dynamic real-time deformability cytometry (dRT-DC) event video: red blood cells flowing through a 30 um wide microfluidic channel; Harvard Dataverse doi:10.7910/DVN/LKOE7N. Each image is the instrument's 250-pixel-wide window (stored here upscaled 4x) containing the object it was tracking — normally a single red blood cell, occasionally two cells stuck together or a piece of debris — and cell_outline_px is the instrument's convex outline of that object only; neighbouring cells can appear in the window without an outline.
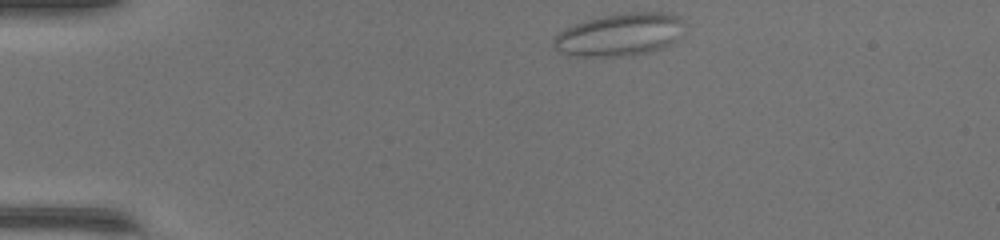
{"species": "common noctule bat (a hibernating species)", "species_latin": "Nyctalus noctula", "temperature_condition": "warm", "stored_images_in_passage": 41, "camera_frame_rate_fps": 3000, "um_per_image_px": 0.085, "animal": {"sex": "female", "body_mass_g": 17.0, "forearm_length_mm": 48.0}, "frame": {"image": 1, "passage_image": 1, "time_ms": 0.0, "image_size_px": [1000, 240], "cell_outline_px": [[684, 36], [660, 48], [648, 52], [620, 56], [568, 56], [552, 48], [552, 40], [564, 28], [588, 20], [604, 16], [624, 12], [668, 12], [676, 16], [680, 20]], "centroid_in_image_um": [52.64, 2.95], "position_along_channel_um": 32.4, "area_um2": 32.43}}
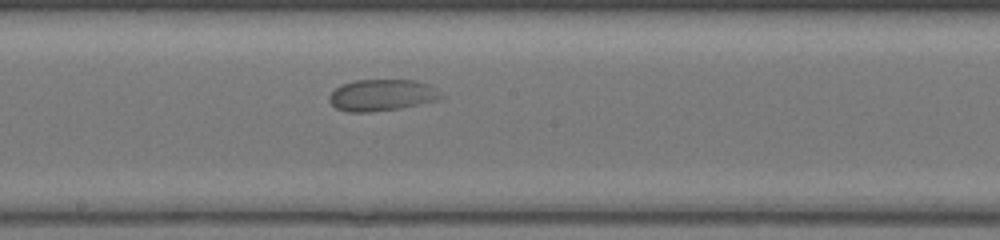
{"frame": {"image": 2, "passage_image": 19, "time_ms": 6.0, "image_size_px": [1000, 240], "cell_outline_px": [[444, 96], [440, 100], [400, 108], [368, 112], [348, 112], [336, 108], [328, 100], [328, 96], [340, 84], [356, 80], [416, 80], [428, 84], [436, 88]], "centroid_in_image_um": [32.47, 8.08], "position_along_channel_um": 215.7, "area_um2": 20.69}}
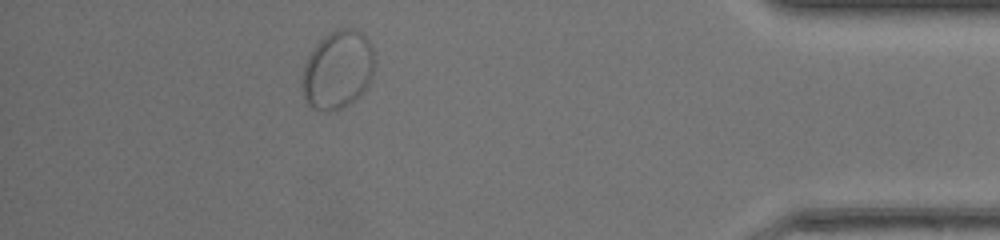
{"frame": {"image": 3, "passage_image": 36, "time_ms": 11.667, "image_size_px": [1000, 240], "cell_outline_px": [[376, 60], [372, 76], [368, 84], [360, 96], [336, 112], [324, 112], [312, 108], [304, 100], [300, 88], [300, 84], [304, 64], [312, 48], [328, 32], [340, 28], [352, 28], [360, 32], [368, 40], [372, 48]], "centroid_in_image_um": [28.67, 5.96], "position_along_channel_um": 406.5, "area_um2": 33.81}}